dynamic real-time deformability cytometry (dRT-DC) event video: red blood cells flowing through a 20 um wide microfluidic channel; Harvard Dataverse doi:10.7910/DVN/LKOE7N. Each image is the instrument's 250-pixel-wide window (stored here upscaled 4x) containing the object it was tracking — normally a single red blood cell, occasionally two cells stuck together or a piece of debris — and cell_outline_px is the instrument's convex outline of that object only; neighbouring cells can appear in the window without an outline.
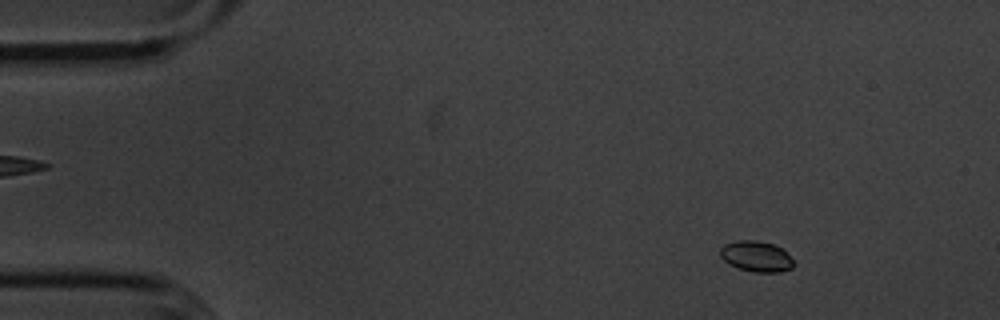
{"species": "common noctule bat (a hibernating species)", "species_latin": "Nyctalus noctula", "temperature_condition": "cold", "stored_images_in_passage": 56, "camera_frame_rate_fps": 3000, "um_per_image_px": 0.085, "animal": {"sex": "male", "body_mass_g": 20.1, "forearm_length_mm": 53.5}, "frame": {"image": 1, "passage_image": 7, "time_ms": 2.0, "image_size_px": [1000, 320], "cell_outline_px": [[796, 264], [792, 268], [780, 272], [752, 272], [740, 268], [724, 260], [720, 256], [720, 248], [724, 244], [736, 240], [756, 240], [772, 244], [780, 248]], "centroid_in_image_um": [64.27, 21.79], "position_along_channel_um": 20.7, "area_um2": 12.95}}
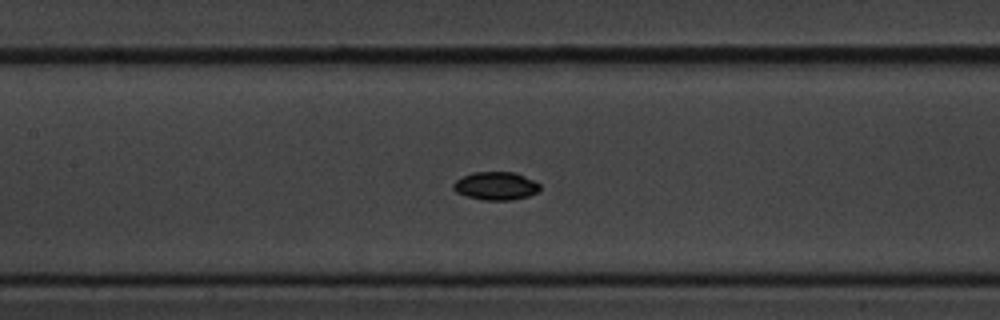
{"frame": {"image": 2, "passage_image": 26, "time_ms": 8.333, "image_size_px": [1000, 320], "cell_outline_px": [[540, 192], [528, 196], [512, 200], [484, 200], [468, 196], [456, 192], [452, 188], [452, 184], [456, 180], [472, 172], [516, 172], [536, 180], [540, 184]], "centroid_in_image_um": [42.2, 15.79], "position_along_channel_um": 165.2, "area_um2": 14.39}}
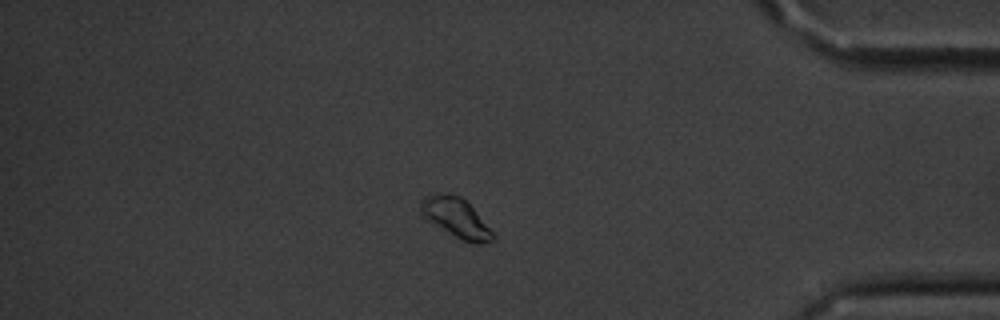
{"frame": {"image": 3, "passage_image": 48, "time_ms": 15.667, "image_size_px": [1000, 320], "cell_outline_px": [[496, 240], [480, 244], [476, 244], [464, 240], [456, 236], [428, 220], [420, 212], [420, 204], [424, 196], [436, 192], [460, 196], [472, 208], [496, 236]], "centroid_in_image_um": [38.76, 18.5], "position_along_channel_um": 396.4, "area_um2": 16.13}, "authors_computed_cell_mechanics": {"area_um2": 13.6986, "velocity_mm_per_s": 3.5658, "shape_relaxation_time_tau1_ms": 1.3055, "shape_relaxation_time_tau2_ms": null, "deformation_change_tau1": 0.0386, "deformation_change_tau2": null}}